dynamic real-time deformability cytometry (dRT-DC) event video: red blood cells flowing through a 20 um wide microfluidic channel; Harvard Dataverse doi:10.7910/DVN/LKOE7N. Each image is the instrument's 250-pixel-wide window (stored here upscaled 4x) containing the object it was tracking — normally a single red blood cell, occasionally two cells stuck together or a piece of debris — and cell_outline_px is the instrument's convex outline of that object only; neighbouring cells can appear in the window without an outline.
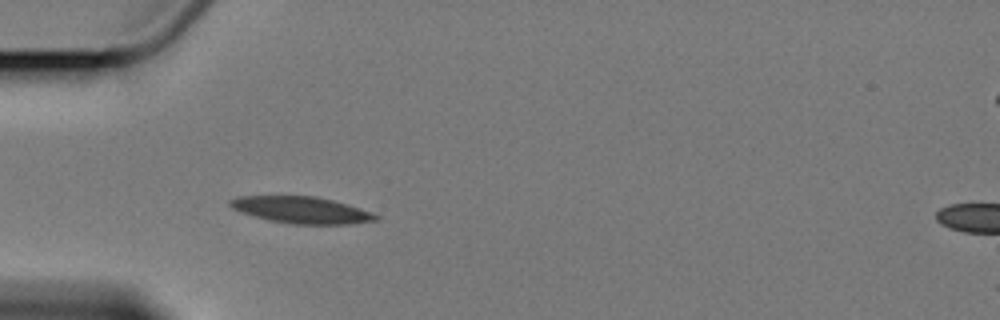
{"species": "Egyptian fruit bat (a non-hibernating species)", "species_latin": "Rousettus aegyptiacus", "temperature_condition": "cold", "stored_images_in_passage": 4, "camera_frame_rate_fps": 3000, "um_per_image_px": 0.085, "animal": {"sex": "female"}, "frame": {"image": 1, "passage_image": 4, "time_ms": 4.667, "image_size_px": [1000, 320], "cell_outline_px": [[380, 220], [352, 224], [292, 224], [268, 220], [240, 212], [232, 208], [228, 204], [228, 200], [236, 196], [316, 196], [348, 204], [372, 212], [380, 216]], "centroid_in_image_um": [25.63, 17.85], "position_along_channel_um": 59.4, "area_um2": 22.89}}